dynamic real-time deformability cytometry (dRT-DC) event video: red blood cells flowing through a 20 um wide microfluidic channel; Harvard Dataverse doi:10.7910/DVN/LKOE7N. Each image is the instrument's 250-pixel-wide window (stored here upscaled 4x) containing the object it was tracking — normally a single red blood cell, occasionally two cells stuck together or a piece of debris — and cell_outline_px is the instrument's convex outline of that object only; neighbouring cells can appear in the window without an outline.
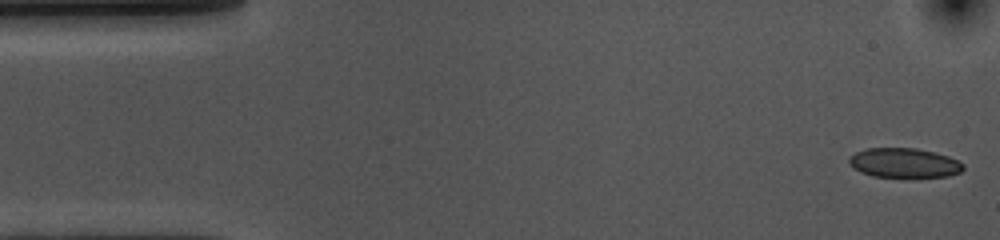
{"species": "common noctule bat (a hibernating species)", "species_latin": "Nyctalus noctula", "temperature_condition": "cold", "stored_images_in_passage": 51, "camera_frame_rate_fps": 3000, "um_per_image_px": 0.085, "animal": {"sex": "female", "body_mass_g": 10.0, "forearm_length_mm": 53.1}, "frame": {"image": 1, "passage_image": 1, "time_ms": 0.0, "image_size_px": [1000, 240], "cell_outline_px": [[964, 168], [960, 172], [948, 176], [872, 176], [860, 172], [852, 168], [848, 164], [848, 156], [856, 152], [868, 148], [916, 148], [936, 152], [948, 156], [964, 164]], "centroid_in_image_um": [76.81, 13.83], "position_along_channel_um": 8.2, "area_um2": 19.59}}
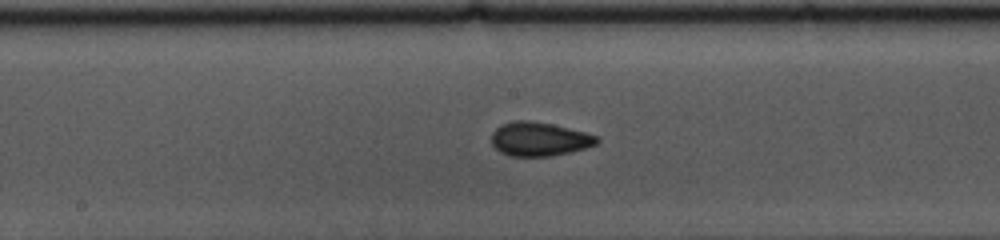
{"frame": {"image": 2, "passage_image": 26, "time_ms": 8.333, "image_size_px": [1000, 240], "cell_outline_px": [[600, 140], [596, 144], [584, 148], [568, 152], [548, 156], [512, 156], [500, 152], [492, 144], [492, 132], [500, 124], [512, 120], [528, 120], [552, 124], [600, 136]], "centroid_in_image_um": [45.82, 11.8], "position_along_channel_um": 202.4, "area_um2": 20.75}}
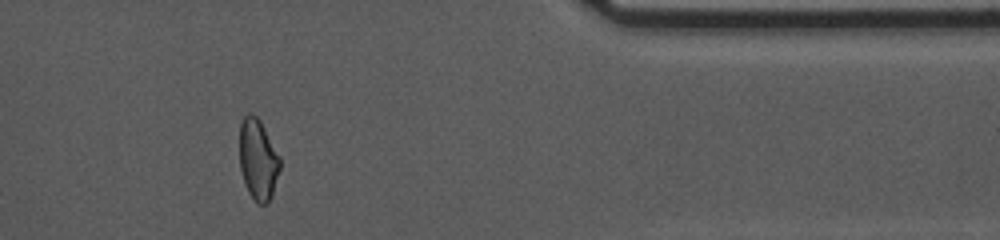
{"frame": {"image": 3, "passage_image": 44, "time_ms": 14.333, "image_size_px": [1000, 240], "cell_outline_px": [[280, 168], [272, 196], [268, 204], [260, 204], [248, 192], [244, 184], [240, 168], [240, 124], [244, 116], [248, 112], [252, 112], [260, 120], [280, 156]], "centroid_in_image_um": [21.93, 13.54], "position_along_channel_um": 389.5, "area_um2": 19.13}, "authors_computed_cell_mechanics": {"area_um2": 20.23, "velocity_mm_per_s": 3.5925, "shape_relaxation_time_tau1_ms": 3.3281, "shape_relaxation_time_tau2_ms": 1.722, "deformation_change_tau1": 0.094, "deformation_change_tau2": 0.0693}}